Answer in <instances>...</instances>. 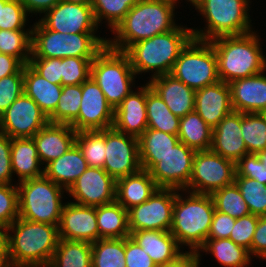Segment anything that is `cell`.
<instances>
[{"label": "cell", "instance_id": "cell-1", "mask_svg": "<svg viewBox=\"0 0 266 267\" xmlns=\"http://www.w3.org/2000/svg\"><path fill=\"white\" fill-rule=\"evenodd\" d=\"M58 241V226L18 217L5 229L9 266L48 267Z\"/></svg>", "mask_w": 266, "mask_h": 267}, {"label": "cell", "instance_id": "cell-2", "mask_svg": "<svg viewBox=\"0 0 266 267\" xmlns=\"http://www.w3.org/2000/svg\"><path fill=\"white\" fill-rule=\"evenodd\" d=\"M175 5L167 0H139L112 31L116 36L108 38L107 45L125 52L138 41L175 29Z\"/></svg>", "mask_w": 266, "mask_h": 267}, {"label": "cell", "instance_id": "cell-3", "mask_svg": "<svg viewBox=\"0 0 266 267\" xmlns=\"http://www.w3.org/2000/svg\"><path fill=\"white\" fill-rule=\"evenodd\" d=\"M256 32L238 36H223L211 40L216 52L220 81L250 77L266 70V57Z\"/></svg>", "mask_w": 266, "mask_h": 267}, {"label": "cell", "instance_id": "cell-4", "mask_svg": "<svg viewBox=\"0 0 266 267\" xmlns=\"http://www.w3.org/2000/svg\"><path fill=\"white\" fill-rule=\"evenodd\" d=\"M192 38V29L180 24L169 32L132 44L125 53L136 75L151 71L153 78L171 73L179 53Z\"/></svg>", "mask_w": 266, "mask_h": 267}, {"label": "cell", "instance_id": "cell-5", "mask_svg": "<svg viewBox=\"0 0 266 267\" xmlns=\"http://www.w3.org/2000/svg\"><path fill=\"white\" fill-rule=\"evenodd\" d=\"M180 191L189 195L184 197ZM214 211L211 194L177 190L169 231L181 247L189 246V252H197L208 239Z\"/></svg>", "mask_w": 266, "mask_h": 267}, {"label": "cell", "instance_id": "cell-6", "mask_svg": "<svg viewBox=\"0 0 266 267\" xmlns=\"http://www.w3.org/2000/svg\"><path fill=\"white\" fill-rule=\"evenodd\" d=\"M250 0H196L192 6L206 19V27L192 29L195 39L211 41L252 32Z\"/></svg>", "mask_w": 266, "mask_h": 267}, {"label": "cell", "instance_id": "cell-7", "mask_svg": "<svg viewBox=\"0 0 266 267\" xmlns=\"http://www.w3.org/2000/svg\"><path fill=\"white\" fill-rule=\"evenodd\" d=\"M31 29V58H95L107 45V39L96 33H60L47 29L39 20Z\"/></svg>", "mask_w": 266, "mask_h": 267}, {"label": "cell", "instance_id": "cell-8", "mask_svg": "<svg viewBox=\"0 0 266 267\" xmlns=\"http://www.w3.org/2000/svg\"><path fill=\"white\" fill-rule=\"evenodd\" d=\"M17 188L20 218L59 225L65 204L61 199L67 190L45 175L19 182Z\"/></svg>", "mask_w": 266, "mask_h": 267}, {"label": "cell", "instance_id": "cell-9", "mask_svg": "<svg viewBox=\"0 0 266 267\" xmlns=\"http://www.w3.org/2000/svg\"><path fill=\"white\" fill-rule=\"evenodd\" d=\"M91 77L115 110L133 91L136 74L125 52L106 45L92 61Z\"/></svg>", "mask_w": 266, "mask_h": 267}, {"label": "cell", "instance_id": "cell-10", "mask_svg": "<svg viewBox=\"0 0 266 267\" xmlns=\"http://www.w3.org/2000/svg\"><path fill=\"white\" fill-rule=\"evenodd\" d=\"M170 74L194 91L219 82L216 52L211 42L192 38L179 53Z\"/></svg>", "mask_w": 266, "mask_h": 267}, {"label": "cell", "instance_id": "cell-11", "mask_svg": "<svg viewBox=\"0 0 266 267\" xmlns=\"http://www.w3.org/2000/svg\"><path fill=\"white\" fill-rule=\"evenodd\" d=\"M236 163L210 150L196 151L193 170L185 191L212 194L234 183Z\"/></svg>", "mask_w": 266, "mask_h": 267}, {"label": "cell", "instance_id": "cell-12", "mask_svg": "<svg viewBox=\"0 0 266 267\" xmlns=\"http://www.w3.org/2000/svg\"><path fill=\"white\" fill-rule=\"evenodd\" d=\"M177 189L158 188L144 203L128 210L129 231H169Z\"/></svg>", "mask_w": 266, "mask_h": 267}, {"label": "cell", "instance_id": "cell-13", "mask_svg": "<svg viewBox=\"0 0 266 267\" xmlns=\"http://www.w3.org/2000/svg\"><path fill=\"white\" fill-rule=\"evenodd\" d=\"M48 123L38 104L23 92L0 116V132L10 138H31Z\"/></svg>", "mask_w": 266, "mask_h": 267}, {"label": "cell", "instance_id": "cell-14", "mask_svg": "<svg viewBox=\"0 0 266 267\" xmlns=\"http://www.w3.org/2000/svg\"><path fill=\"white\" fill-rule=\"evenodd\" d=\"M105 162L103 169L115 180L142 169L138 138L113 127L105 129Z\"/></svg>", "mask_w": 266, "mask_h": 267}, {"label": "cell", "instance_id": "cell-15", "mask_svg": "<svg viewBox=\"0 0 266 267\" xmlns=\"http://www.w3.org/2000/svg\"><path fill=\"white\" fill-rule=\"evenodd\" d=\"M114 109L90 76L82 83V99L77 119L71 124L76 132L113 127Z\"/></svg>", "mask_w": 266, "mask_h": 267}, {"label": "cell", "instance_id": "cell-16", "mask_svg": "<svg viewBox=\"0 0 266 267\" xmlns=\"http://www.w3.org/2000/svg\"><path fill=\"white\" fill-rule=\"evenodd\" d=\"M195 153L180 141L149 171L150 176L159 188L185 190L192 175Z\"/></svg>", "mask_w": 266, "mask_h": 267}, {"label": "cell", "instance_id": "cell-17", "mask_svg": "<svg viewBox=\"0 0 266 267\" xmlns=\"http://www.w3.org/2000/svg\"><path fill=\"white\" fill-rule=\"evenodd\" d=\"M76 204L101 206L116 201V180L103 168L88 167L65 192Z\"/></svg>", "mask_w": 266, "mask_h": 267}, {"label": "cell", "instance_id": "cell-18", "mask_svg": "<svg viewBox=\"0 0 266 267\" xmlns=\"http://www.w3.org/2000/svg\"><path fill=\"white\" fill-rule=\"evenodd\" d=\"M39 21L52 31L60 33H96L98 24L91 5L60 1Z\"/></svg>", "mask_w": 266, "mask_h": 267}, {"label": "cell", "instance_id": "cell-19", "mask_svg": "<svg viewBox=\"0 0 266 267\" xmlns=\"http://www.w3.org/2000/svg\"><path fill=\"white\" fill-rule=\"evenodd\" d=\"M59 239L96 242L99 239L96 207L64 204L58 225Z\"/></svg>", "mask_w": 266, "mask_h": 267}, {"label": "cell", "instance_id": "cell-20", "mask_svg": "<svg viewBox=\"0 0 266 267\" xmlns=\"http://www.w3.org/2000/svg\"><path fill=\"white\" fill-rule=\"evenodd\" d=\"M113 128L139 138L147 129L146 84L127 95L114 110Z\"/></svg>", "mask_w": 266, "mask_h": 267}, {"label": "cell", "instance_id": "cell-21", "mask_svg": "<svg viewBox=\"0 0 266 267\" xmlns=\"http://www.w3.org/2000/svg\"><path fill=\"white\" fill-rule=\"evenodd\" d=\"M211 150L235 163L248 154L242 138L241 112L233 110L213 129Z\"/></svg>", "mask_w": 266, "mask_h": 267}, {"label": "cell", "instance_id": "cell-22", "mask_svg": "<svg viewBox=\"0 0 266 267\" xmlns=\"http://www.w3.org/2000/svg\"><path fill=\"white\" fill-rule=\"evenodd\" d=\"M194 110L214 129L227 114L233 111L229 84L219 81L195 91Z\"/></svg>", "mask_w": 266, "mask_h": 267}, {"label": "cell", "instance_id": "cell-23", "mask_svg": "<svg viewBox=\"0 0 266 267\" xmlns=\"http://www.w3.org/2000/svg\"><path fill=\"white\" fill-rule=\"evenodd\" d=\"M265 71L229 83L234 111L241 113H266Z\"/></svg>", "mask_w": 266, "mask_h": 267}, {"label": "cell", "instance_id": "cell-24", "mask_svg": "<svg viewBox=\"0 0 266 267\" xmlns=\"http://www.w3.org/2000/svg\"><path fill=\"white\" fill-rule=\"evenodd\" d=\"M76 135L67 124L49 122L40 129L32 138L41 164L46 166L67 152L75 144Z\"/></svg>", "mask_w": 266, "mask_h": 267}, {"label": "cell", "instance_id": "cell-25", "mask_svg": "<svg viewBox=\"0 0 266 267\" xmlns=\"http://www.w3.org/2000/svg\"><path fill=\"white\" fill-rule=\"evenodd\" d=\"M130 236L143 248L157 267L177 261L186 252L170 231L139 230L130 232Z\"/></svg>", "mask_w": 266, "mask_h": 267}, {"label": "cell", "instance_id": "cell-26", "mask_svg": "<svg viewBox=\"0 0 266 267\" xmlns=\"http://www.w3.org/2000/svg\"><path fill=\"white\" fill-rule=\"evenodd\" d=\"M147 83L174 115L183 117L194 111L195 91L173 75H159L149 79Z\"/></svg>", "mask_w": 266, "mask_h": 267}, {"label": "cell", "instance_id": "cell-27", "mask_svg": "<svg viewBox=\"0 0 266 267\" xmlns=\"http://www.w3.org/2000/svg\"><path fill=\"white\" fill-rule=\"evenodd\" d=\"M159 187L147 170L116 180V201L126 210L147 201Z\"/></svg>", "mask_w": 266, "mask_h": 267}, {"label": "cell", "instance_id": "cell-28", "mask_svg": "<svg viewBox=\"0 0 266 267\" xmlns=\"http://www.w3.org/2000/svg\"><path fill=\"white\" fill-rule=\"evenodd\" d=\"M88 167L81 150L74 144L62 156L44 166V175L68 190Z\"/></svg>", "mask_w": 266, "mask_h": 267}, {"label": "cell", "instance_id": "cell-29", "mask_svg": "<svg viewBox=\"0 0 266 267\" xmlns=\"http://www.w3.org/2000/svg\"><path fill=\"white\" fill-rule=\"evenodd\" d=\"M24 93L32 98L49 117L56 109L62 85L43 78L29 64L24 65Z\"/></svg>", "mask_w": 266, "mask_h": 267}, {"label": "cell", "instance_id": "cell-30", "mask_svg": "<svg viewBox=\"0 0 266 267\" xmlns=\"http://www.w3.org/2000/svg\"><path fill=\"white\" fill-rule=\"evenodd\" d=\"M11 165L18 183L44 175L33 138H11ZM42 167V168H41Z\"/></svg>", "mask_w": 266, "mask_h": 267}, {"label": "cell", "instance_id": "cell-31", "mask_svg": "<svg viewBox=\"0 0 266 267\" xmlns=\"http://www.w3.org/2000/svg\"><path fill=\"white\" fill-rule=\"evenodd\" d=\"M179 142L177 135L155 129H146L138 138L142 169L149 172Z\"/></svg>", "mask_w": 266, "mask_h": 267}, {"label": "cell", "instance_id": "cell-32", "mask_svg": "<svg viewBox=\"0 0 266 267\" xmlns=\"http://www.w3.org/2000/svg\"><path fill=\"white\" fill-rule=\"evenodd\" d=\"M99 239L126 238L130 236L128 210L117 201L96 206Z\"/></svg>", "mask_w": 266, "mask_h": 267}, {"label": "cell", "instance_id": "cell-33", "mask_svg": "<svg viewBox=\"0 0 266 267\" xmlns=\"http://www.w3.org/2000/svg\"><path fill=\"white\" fill-rule=\"evenodd\" d=\"M147 129L178 135L180 117L174 115L161 97L146 83Z\"/></svg>", "mask_w": 266, "mask_h": 267}, {"label": "cell", "instance_id": "cell-34", "mask_svg": "<svg viewBox=\"0 0 266 267\" xmlns=\"http://www.w3.org/2000/svg\"><path fill=\"white\" fill-rule=\"evenodd\" d=\"M179 140L195 151L210 150L213 129L194 110L180 117Z\"/></svg>", "mask_w": 266, "mask_h": 267}, {"label": "cell", "instance_id": "cell-35", "mask_svg": "<svg viewBox=\"0 0 266 267\" xmlns=\"http://www.w3.org/2000/svg\"><path fill=\"white\" fill-rule=\"evenodd\" d=\"M200 251L211 253L224 267H247L251 262L249 250L229 238L207 239L196 253Z\"/></svg>", "mask_w": 266, "mask_h": 267}, {"label": "cell", "instance_id": "cell-36", "mask_svg": "<svg viewBox=\"0 0 266 267\" xmlns=\"http://www.w3.org/2000/svg\"><path fill=\"white\" fill-rule=\"evenodd\" d=\"M91 258V243L59 239L48 267H91Z\"/></svg>", "mask_w": 266, "mask_h": 267}, {"label": "cell", "instance_id": "cell-37", "mask_svg": "<svg viewBox=\"0 0 266 267\" xmlns=\"http://www.w3.org/2000/svg\"><path fill=\"white\" fill-rule=\"evenodd\" d=\"M91 245V267H126L125 238L98 239Z\"/></svg>", "mask_w": 266, "mask_h": 267}, {"label": "cell", "instance_id": "cell-38", "mask_svg": "<svg viewBox=\"0 0 266 267\" xmlns=\"http://www.w3.org/2000/svg\"><path fill=\"white\" fill-rule=\"evenodd\" d=\"M241 131L248 153L266 149V113H241Z\"/></svg>", "mask_w": 266, "mask_h": 267}, {"label": "cell", "instance_id": "cell-39", "mask_svg": "<svg viewBox=\"0 0 266 267\" xmlns=\"http://www.w3.org/2000/svg\"><path fill=\"white\" fill-rule=\"evenodd\" d=\"M32 29L0 30V53L17 58L23 65L31 58Z\"/></svg>", "mask_w": 266, "mask_h": 267}, {"label": "cell", "instance_id": "cell-40", "mask_svg": "<svg viewBox=\"0 0 266 267\" xmlns=\"http://www.w3.org/2000/svg\"><path fill=\"white\" fill-rule=\"evenodd\" d=\"M82 99V84L62 86L55 111L48 117L50 123L71 125L78 117Z\"/></svg>", "mask_w": 266, "mask_h": 267}, {"label": "cell", "instance_id": "cell-41", "mask_svg": "<svg viewBox=\"0 0 266 267\" xmlns=\"http://www.w3.org/2000/svg\"><path fill=\"white\" fill-rule=\"evenodd\" d=\"M75 144L81 150L89 167H104L105 129L77 132Z\"/></svg>", "mask_w": 266, "mask_h": 267}, {"label": "cell", "instance_id": "cell-42", "mask_svg": "<svg viewBox=\"0 0 266 267\" xmlns=\"http://www.w3.org/2000/svg\"><path fill=\"white\" fill-rule=\"evenodd\" d=\"M215 210L225 213L235 219L250 214V210L236 185L232 183L211 194Z\"/></svg>", "mask_w": 266, "mask_h": 267}, {"label": "cell", "instance_id": "cell-43", "mask_svg": "<svg viewBox=\"0 0 266 267\" xmlns=\"http://www.w3.org/2000/svg\"><path fill=\"white\" fill-rule=\"evenodd\" d=\"M139 0H92L95 20L100 26L106 20L112 32Z\"/></svg>", "mask_w": 266, "mask_h": 267}, {"label": "cell", "instance_id": "cell-44", "mask_svg": "<svg viewBox=\"0 0 266 267\" xmlns=\"http://www.w3.org/2000/svg\"><path fill=\"white\" fill-rule=\"evenodd\" d=\"M234 182L246 201L250 213L259 217L266 216V185L242 176H235Z\"/></svg>", "mask_w": 266, "mask_h": 267}, {"label": "cell", "instance_id": "cell-45", "mask_svg": "<svg viewBox=\"0 0 266 267\" xmlns=\"http://www.w3.org/2000/svg\"><path fill=\"white\" fill-rule=\"evenodd\" d=\"M94 58L66 57L61 59V85H78L91 76V64Z\"/></svg>", "mask_w": 266, "mask_h": 267}, {"label": "cell", "instance_id": "cell-46", "mask_svg": "<svg viewBox=\"0 0 266 267\" xmlns=\"http://www.w3.org/2000/svg\"><path fill=\"white\" fill-rule=\"evenodd\" d=\"M27 15L20 0H0V30H25Z\"/></svg>", "mask_w": 266, "mask_h": 267}, {"label": "cell", "instance_id": "cell-47", "mask_svg": "<svg viewBox=\"0 0 266 267\" xmlns=\"http://www.w3.org/2000/svg\"><path fill=\"white\" fill-rule=\"evenodd\" d=\"M257 180L266 185V149L248 153L236 163V175Z\"/></svg>", "mask_w": 266, "mask_h": 267}, {"label": "cell", "instance_id": "cell-48", "mask_svg": "<svg viewBox=\"0 0 266 267\" xmlns=\"http://www.w3.org/2000/svg\"><path fill=\"white\" fill-rule=\"evenodd\" d=\"M19 217L18 188L0 184V225L5 229Z\"/></svg>", "mask_w": 266, "mask_h": 267}, {"label": "cell", "instance_id": "cell-49", "mask_svg": "<svg viewBox=\"0 0 266 267\" xmlns=\"http://www.w3.org/2000/svg\"><path fill=\"white\" fill-rule=\"evenodd\" d=\"M24 66L16 73L0 79V116L24 92Z\"/></svg>", "mask_w": 266, "mask_h": 267}, {"label": "cell", "instance_id": "cell-50", "mask_svg": "<svg viewBox=\"0 0 266 267\" xmlns=\"http://www.w3.org/2000/svg\"><path fill=\"white\" fill-rule=\"evenodd\" d=\"M258 218L259 216L251 213L237 218L229 236V239H231L237 245L245 247L247 250H249L250 255L251 244L258 223Z\"/></svg>", "mask_w": 266, "mask_h": 267}, {"label": "cell", "instance_id": "cell-51", "mask_svg": "<svg viewBox=\"0 0 266 267\" xmlns=\"http://www.w3.org/2000/svg\"><path fill=\"white\" fill-rule=\"evenodd\" d=\"M29 65L51 83L61 85V59L30 58Z\"/></svg>", "mask_w": 266, "mask_h": 267}, {"label": "cell", "instance_id": "cell-52", "mask_svg": "<svg viewBox=\"0 0 266 267\" xmlns=\"http://www.w3.org/2000/svg\"><path fill=\"white\" fill-rule=\"evenodd\" d=\"M125 264L126 267H157L131 236L125 238Z\"/></svg>", "mask_w": 266, "mask_h": 267}, {"label": "cell", "instance_id": "cell-53", "mask_svg": "<svg viewBox=\"0 0 266 267\" xmlns=\"http://www.w3.org/2000/svg\"><path fill=\"white\" fill-rule=\"evenodd\" d=\"M11 138L0 132V184H12Z\"/></svg>", "mask_w": 266, "mask_h": 267}, {"label": "cell", "instance_id": "cell-54", "mask_svg": "<svg viewBox=\"0 0 266 267\" xmlns=\"http://www.w3.org/2000/svg\"><path fill=\"white\" fill-rule=\"evenodd\" d=\"M236 219L219 211H214L208 239L229 238Z\"/></svg>", "mask_w": 266, "mask_h": 267}, {"label": "cell", "instance_id": "cell-55", "mask_svg": "<svg viewBox=\"0 0 266 267\" xmlns=\"http://www.w3.org/2000/svg\"><path fill=\"white\" fill-rule=\"evenodd\" d=\"M251 256L266 260V216L258 218L251 244Z\"/></svg>", "mask_w": 266, "mask_h": 267}, {"label": "cell", "instance_id": "cell-56", "mask_svg": "<svg viewBox=\"0 0 266 267\" xmlns=\"http://www.w3.org/2000/svg\"><path fill=\"white\" fill-rule=\"evenodd\" d=\"M61 0H20L21 4L26 9L28 14L40 13L45 14L48 10L52 9Z\"/></svg>", "mask_w": 266, "mask_h": 267}, {"label": "cell", "instance_id": "cell-57", "mask_svg": "<svg viewBox=\"0 0 266 267\" xmlns=\"http://www.w3.org/2000/svg\"><path fill=\"white\" fill-rule=\"evenodd\" d=\"M23 66L17 58L0 53V79L16 74Z\"/></svg>", "mask_w": 266, "mask_h": 267}, {"label": "cell", "instance_id": "cell-58", "mask_svg": "<svg viewBox=\"0 0 266 267\" xmlns=\"http://www.w3.org/2000/svg\"><path fill=\"white\" fill-rule=\"evenodd\" d=\"M200 256L196 252L186 251L177 261L161 267H199Z\"/></svg>", "mask_w": 266, "mask_h": 267}, {"label": "cell", "instance_id": "cell-59", "mask_svg": "<svg viewBox=\"0 0 266 267\" xmlns=\"http://www.w3.org/2000/svg\"><path fill=\"white\" fill-rule=\"evenodd\" d=\"M0 267H10L7 260L6 246H0Z\"/></svg>", "mask_w": 266, "mask_h": 267}, {"label": "cell", "instance_id": "cell-60", "mask_svg": "<svg viewBox=\"0 0 266 267\" xmlns=\"http://www.w3.org/2000/svg\"><path fill=\"white\" fill-rule=\"evenodd\" d=\"M62 1H67L75 4H82V5H91L92 0H62Z\"/></svg>", "mask_w": 266, "mask_h": 267}, {"label": "cell", "instance_id": "cell-61", "mask_svg": "<svg viewBox=\"0 0 266 267\" xmlns=\"http://www.w3.org/2000/svg\"><path fill=\"white\" fill-rule=\"evenodd\" d=\"M0 246H6L5 243V228L0 225Z\"/></svg>", "mask_w": 266, "mask_h": 267}, {"label": "cell", "instance_id": "cell-62", "mask_svg": "<svg viewBox=\"0 0 266 267\" xmlns=\"http://www.w3.org/2000/svg\"><path fill=\"white\" fill-rule=\"evenodd\" d=\"M167 1H170L176 4L178 0H167Z\"/></svg>", "mask_w": 266, "mask_h": 267}, {"label": "cell", "instance_id": "cell-63", "mask_svg": "<svg viewBox=\"0 0 266 267\" xmlns=\"http://www.w3.org/2000/svg\"><path fill=\"white\" fill-rule=\"evenodd\" d=\"M196 0H187V2L194 3Z\"/></svg>", "mask_w": 266, "mask_h": 267}]
</instances>
